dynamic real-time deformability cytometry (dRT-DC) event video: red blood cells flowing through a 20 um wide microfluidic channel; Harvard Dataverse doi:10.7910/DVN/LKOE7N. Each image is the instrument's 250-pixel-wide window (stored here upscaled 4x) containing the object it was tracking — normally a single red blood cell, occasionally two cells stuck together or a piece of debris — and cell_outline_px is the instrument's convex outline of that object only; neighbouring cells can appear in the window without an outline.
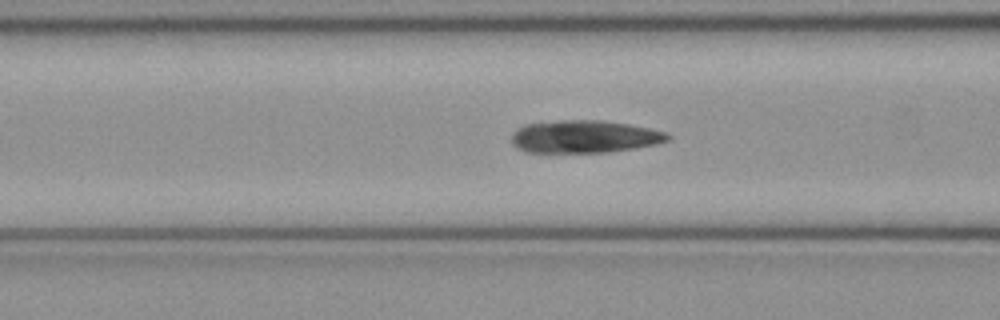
{"species": "common noctule bat (a hibernating species)", "species_latin": "Nyctalus noctula", "temperature_condition": "cold", "stored_images_in_passage": 40, "camera_frame_rate_fps": 3000, "um_per_image_px": 0.085, "animal": {"sex": "female", "body_mass_g": 21.9}, "frame": {"image": 1, "passage_image": 9, "time_ms": 2.667, "image_size_px": [1000, 320], "cell_outline_px": [[672, 140], [656, 144], [636, 148], [608, 152], [524, 152], [516, 148], [512, 144], [512, 132], [516, 128], [524, 124], [560, 120], [600, 120], [628, 124], [668, 132], [672, 136]], "centroid_in_image_um": [49.68, 11.61], "position_along_channel_um": 116.9, "area_um2": 30.0}}
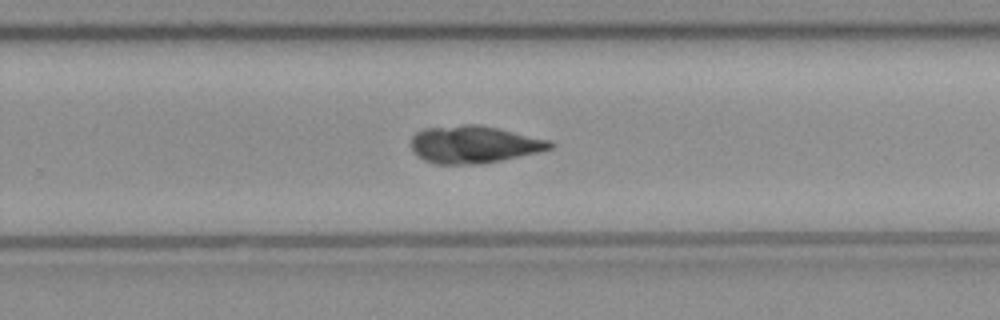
{"frame": {"image": 2, "passage_image": 22, "time_ms": 7.0, "image_size_px": [1000, 320], "cell_outline_px": [[556, 144], [552, 148], [536, 152], [484, 164], [436, 164], [424, 160], [416, 156], [412, 152], [412, 136], [416, 132], [424, 128], [464, 124], [476, 124], [496, 128], [552, 140]], "centroid_in_image_um": [40.26, 12.28], "position_along_channel_um": 289.5, "area_um2": 30.35}}
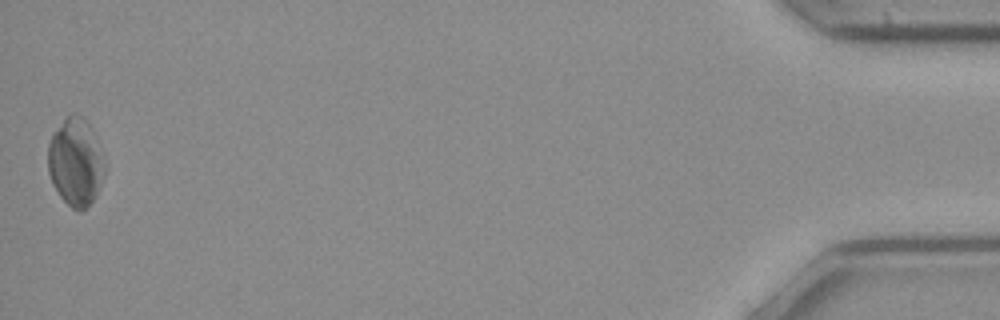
{"frame": {"image": 3, "passage_image": 40, "time_ms": 13.0, "image_size_px": [1000, 320], "cell_outline_px": [[104, 172], [96, 196], [80, 212], [72, 208], [60, 196], [52, 184], [48, 172], [48, 144], [52, 132], [72, 112], [80, 112], [84, 116], [92, 128], [104, 164]], "centroid_in_image_um": [6.39, 13.73], "position_along_channel_um": 428.8, "area_um2": 28.9}, "authors_computed_cell_mechanics": {"area_um2": 29.478, "velocity_mm_per_s": 3.9827, "shape_relaxation_time_tau1_ms": null, "shape_relaxation_time_tau2_ms": 2.2157, "deformation_change_tau1": null, "deformation_change_tau2": 0.0617}}